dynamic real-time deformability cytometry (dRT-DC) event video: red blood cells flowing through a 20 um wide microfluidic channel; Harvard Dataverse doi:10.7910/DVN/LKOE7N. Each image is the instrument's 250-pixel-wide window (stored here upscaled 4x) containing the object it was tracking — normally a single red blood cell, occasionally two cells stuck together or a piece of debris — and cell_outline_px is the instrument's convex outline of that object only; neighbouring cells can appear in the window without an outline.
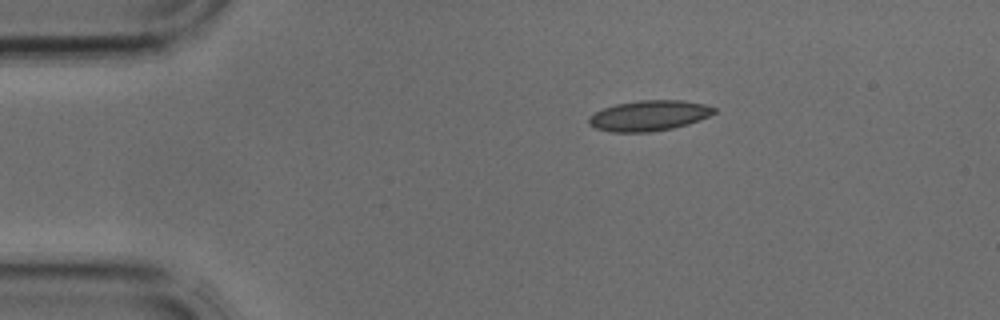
{"species": "common noctule bat (a hibernating species)", "species_latin": "Nyctalus noctula", "temperature_condition": "cold", "stored_images_in_passage": 2, "camera_frame_rate_fps": 3000, "um_per_image_px": 0.085, "animal": {"sex": "male", "body_mass_g": 17.9, "forearm_length_mm": 54.2}, "frame": {"image": 1, "passage_image": 1, "time_ms": 0.0, "image_size_px": [1000, 320], "cell_outline_px": [[716, 112], [708, 116], [688, 124], [672, 128], [648, 132], [612, 132], [596, 128], [588, 124], [588, 120], [596, 112], [604, 108], [616, 104], [640, 100], [680, 100], [704, 104], [716, 108]], "centroid_in_image_um": [55.17, 9.83], "position_along_channel_um": 29.8, "area_um2": 21.96}}
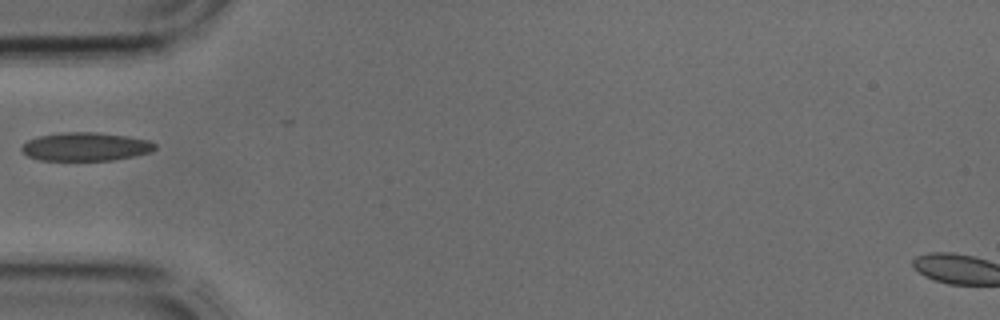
{"frame": {"image": 2, "passage_image": 2, "time_ms": 0.333, "image_size_px": [1000, 320], "cell_outline_px": [[156, 148], [152, 152], [112, 160], [40, 160], [28, 156], [20, 148], [28, 140], [40, 136], [64, 132], [96, 132], [128, 136], [148, 140], [156, 144]], "centroid_in_image_um": [7.3, 12.46], "position_along_channel_um": 77.7, "area_um2": 21.96}}